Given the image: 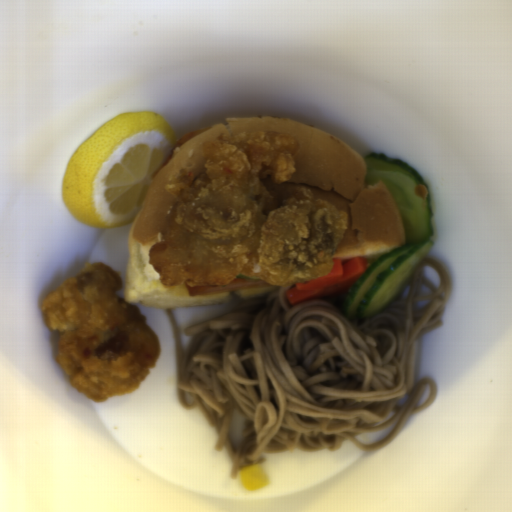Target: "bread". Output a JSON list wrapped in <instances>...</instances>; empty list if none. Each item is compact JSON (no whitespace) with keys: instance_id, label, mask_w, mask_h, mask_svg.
<instances>
[{"instance_id":"8d2b1439","label":"bread","mask_w":512,"mask_h":512,"mask_svg":"<svg viewBox=\"0 0 512 512\" xmlns=\"http://www.w3.org/2000/svg\"><path fill=\"white\" fill-rule=\"evenodd\" d=\"M281 131L299 142L293 187L346 213V235L333 259L363 257L372 264L404 245V222L384 181L367 186L368 166L360 153L329 133L291 118L274 116L224 119L175 147L173 157L153 177L138 216L130 224L123 300L145 308H178L227 304L231 292L190 295L185 285L163 286L150 264V247L161 238L164 214L172 202L169 186L181 169L195 166L199 150L222 133Z\"/></svg>"},{"instance_id":"cb027b5d","label":"bread","mask_w":512,"mask_h":512,"mask_svg":"<svg viewBox=\"0 0 512 512\" xmlns=\"http://www.w3.org/2000/svg\"><path fill=\"white\" fill-rule=\"evenodd\" d=\"M279 286H269L266 288H247L241 290H235L237 297L240 299H251L257 297H263L273 291H275Z\"/></svg>"}]
</instances>
